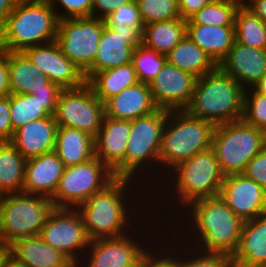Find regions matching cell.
<instances>
[{"mask_svg":"<svg viewBox=\"0 0 266 267\" xmlns=\"http://www.w3.org/2000/svg\"><path fill=\"white\" fill-rule=\"evenodd\" d=\"M186 209L189 210L188 216H192H187L190 219L188 228L191 230L193 226L191 231L195 233V238L192 235L189 237L197 244L191 249H195L194 252L197 249L220 252L231 257L238 248L244 221L227 206L220 195L193 201Z\"/></svg>","mask_w":266,"mask_h":267,"instance_id":"cell-1","label":"cell"},{"mask_svg":"<svg viewBox=\"0 0 266 267\" xmlns=\"http://www.w3.org/2000/svg\"><path fill=\"white\" fill-rule=\"evenodd\" d=\"M59 19L48 0H17L0 26V49L11 52L54 42Z\"/></svg>","mask_w":266,"mask_h":267,"instance_id":"cell-2","label":"cell"},{"mask_svg":"<svg viewBox=\"0 0 266 267\" xmlns=\"http://www.w3.org/2000/svg\"><path fill=\"white\" fill-rule=\"evenodd\" d=\"M245 89L219 67L197 78L190 103L184 111L214 126L242 119Z\"/></svg>","mask_w":266,"mask_h":267,"instance_id":"cell-3","label":"cell"},{"mask_svg":"<svg viewBox=\"0 0 266 267\" xmlns=\"http://www.w3.org/2000/svg\"><path fill=\"white\" fill-rule=\"evenodd\" d=\"M132 182L135 183L129 178H115L103 190L94 193L76 208L90 240L119 238L130 233L129 230L125 231L133 223L128 221L131 217L129 206L126 205L131 204L130 208L135 206L126 197L132 190ZM126 200L131 203L128 204Z\"/></svg>","mask_w":266,"mask_h":267,"instance_id":"cell-4","label":"cell"},{"mask_svg":"<svg viewBox=\"0 0 266 267\" xmlns=\"http://www.w3.org/2000/svg\"><path fill=\"white\" fill-rule=\"evenodd\" d=\"M214 125L203 119L188 115L184 110L168 111L164 125L159 166L168 167V172L195 154L211 148Z\"/></svg>","mask_w":266,"mask_h":267,"instance_id":"cell-5","label":"cell"},{"mask_svg":"<svg viewBox=\"0 0 266 267\" xmlns=\"http://www.w3.org/2000/svg\"><path fill=\"white\" fill-rule=\"evenodd\" d=\"M55 209L49 197L16 193L0 197V247L8 248L15 241L38 236Z\"/></svg>","mask_w":266,"mask_h":267,"instance_id":"cell-6","label":"cell"},{"mask_svg":"<svg viewBox=\"0 0 266 267\" xmlns=\"http://www.w3.org/2000/svg\"><path fill=\"white\" fill-rule=\"evenodd\" d=\"M266 145V133L243 119L216 125L211 148L224 176L243 173L249 161Z\"/></svg>","mask_w":266,"mask_h":267,"instance_id":"cell-7","label":"cell"},{"mask_svg":"<svg viewBox=\"0 0 266 267\" xmlns=\"http://www.w3.org/2000/svg\"><path fill=\"white\" fill-rule=\"evenodd\" d=\"M170 172L173 174L169 176L175 175L172 192L175 191V198L179 199L176 203L180 202L179 207L180 204L187 207L193 201L220 194L224 175L212 148L195 154Z\"/></svg>","mask_w":266,"mask_h":267,"instance_id":"cell-8","label":"cell"},{"mask_svg":"<svg viewBox=\"0 0 266 267\" xmlns=\"http://www.w3.org/2000/svg\"><path fill=\"white\" fill-rule=\"evenodd\" d=\"M167 115L168 110L158 109L149 115L131 120V132L125 155V178L137 180L138 176L139 179H144L139 174L145 173L149 164H152V167L159 165L160 146Z\"/></svg>","mask_w":266,"mask_h":267,"instance_id":"cell-9","label":"cell"},{"mask_svg":"<svg viewBox=\"0 0 266 267\" xmlns=\"http://www.w3.org/2000/svg\"><path fill=\"white\" fill-rule=\"evenodd\" d=\"M114 179L113 172L94 156L85 162L65 167L51 200L55 208H77Z\"/></svg>","mask_w":266,"mask_h":267,"instance_id":"cell-10","label":"cell"},{"mask_svg":"<svg viewBox=\"0 0 266 267\" xmlns=\"http://www.w3.org/2000/svg\"><path fill=\"white\" fill-rule=\"evenodd\" d=\"M105 22L87 17L58 22L55 42L61 52L85 74L99 55L98 44Z\"/></svg>","mask_w":266,"mask_h":267,"instance_id":"cell-11","label":"cell"},{"mask_svg":"<svg viewBox=\"0 0 266 267\" xmlns=\"http://www.w3.org/2000/svg\"><path fill=\"white\" fill-rule=\"evenodd\" d=\"M104 116V103L96 97L87 82L60 92L54 114L58 126L75 128L95 137Z\"/></svg>","mask_w":266,"mask_h":267,"instance_id":"cell-12","label":"cell"},{"mask_svg":"<svg viewBox=\"0 0 266 267\" xmlns=\"http://www.w3.org/2000/svg\"><path fill=\"white\" fill-rule=\"evenodd\" d=\"M38 236L65 255L76 267L84 258L83 251L87 250L90 242L82 217L76 208H55ZM81 251L84 253L83 257H79L82 255Z\"/></svg>","mask_w":266,"mask_h":267,"instance_id":"cell-13","label":"cell"},{"mask_svg":"<svg viewBox=\"0 0 266 267\" xmlns=\"http://www.w3.org/2000/svg\"><path fill=\"white\" fill-rule=\"evenodd\" d=\"M197 77L166 62L148 84L159 109L184 110L190 103Z\"/></svg>","mask_w":266,"mask_h":267,"instance_id":"cell-14","label":"cell"},{"mask_svg":"<svg viewBox=\"0 0 266 267\" xmlns=\"http://www.w3.org/2000/svg\"><path fill=\"white\" fill-rule=\"evenodd\" d=\"M22 53L61 89L82 86L86 80L82 71L60 50L57 43L29 47Z\"/></svg>","mask_w":266,"mask_h":267,"instance_id":"cell-15","label":"cell"},{"mask_svg":"<svg viewBox=\"0 0 266 267\" xmlns=\"http://www.w3.org/2000/svg\"><path fill=\"white\" fill-rule=\"evenodd\" d=\"M219 195L243 221L266 214V190L243 173L224 176Z\"/></svg>","mask_w":266,"mask_h":267,"instance_id":"cell-16","label":"cell"},{"mask_svg":"<svg viewBox=\"0 0 266 267\" xmlns=\"http://www.w3.org/2000/svg\"><path fill=\"white\" fill-rule=\"evenodd\" d=\"M133 238L131 235H125L119 238L90 240L89 246L85 253L86 256L88 252H91L88 253V258L85 257V260L82 259L77 267H79L80 264L82 265L83 261H85V267L132 266L145 254L148 248L147 246L145 249L142 238L140 243L138 241V236H133ZM135 238L138 239L135 240ZM82 267L84 266L82 265Z\"/></svg>","mask_w":266,"mask_h":267,"instance_id":"cell-17","label":"cell"},{"mask_svg":"<svg viewBox=\"0 0 266 267\" xmlns=\"http://www.w3.org/2000/svg\"><path fill=\"white\" fill-rule=\"evenodd\" d=\"M131 132V120L104 116L102 126L94 137L95 156L114 174L125 178V155Z\"/></svg>","mask_w":266,"mask_h":267,"instance_id":"cell-18","label":"cell"},{"mask_svg":"<svg viewBox=\"0 0 266 267\" xmlns=\"http://www.w3.org/2000/svg\"><path fill=\"white\" fill-rule=\"evenodd\" d=\"M218 67L244 89L253 88L266 74V49L253 48L234 41Z\"/></svg>","mask_w":266,"mask_h":267,"instance_id":"cell-19","label":"cell"},{"mask_svg":"<svg viewBox=\"0 0 266 267\" xmlns=\"http://www.w3.org/2000/svg\"><path fill=\"white\" fill-rule=\"evenodd\" d=\"M142 44V36H122L106 25L103 27L93 66L84 74L86 82L97 72L131 63L134 49Z\"/></svg>","mask_w":266,"mask_h":267,"instance_id":"cell-20","label":"cell"},{"mask_svg":"<svg viewBox=\"0 0 266 267\" xmlns=\"http://www.w3.org/2000/svg\"><path fill=\"white\" fill-rule=\"evenodd\" d=\"M65 166L54 151L27 159L23 193L51 198Z\"/></svg>","mask_w":266,"mask_h":267,"instance_id":"cell-21","label":"cell"},{"mask_svg":"<svg viewBox=\"0 0 266 267\" xmlns=\"http://www.w3.org/2000/svg\"><path fill=\"white\" fill-rule=\"evenodd\" d=\"M58 125L54 115L33 120L14 131L9 141L27 160L54 151Z\"/></svg>","mask_w":266,"mask_h":267,"instance_id":"cell-22","label":"cell"},{"mask_svg":"<svg viewBox=\"0 0 266 267\" xmlns=\"http://www.w3.org/2000/svg\"><path fill=\"white\" fill-rule=\"evenodd\" d=\"M158 109L149 85L141 82L123 89L104 102L105 116L120 120H135Z\"/></svg>","mask_w":266,"mask_h":267,"instance_id":"cell-23","label":"cell"},{"mask_svg":"<svg viewBox=\"0 0 266 267\" xmlns=\"http://www.w3.org/2000/svg\"><path fill=\"white\" fill-rule=\"evenodd\" d=\"M231 267H260L266 264V214L243 223Z\"/></svg>","mask_w":266,"mask_h":267,"instance_id":"cell-24","label":"cell"},{"mask_svg":"<svg viewBox=\"0 0 266 267\" xmlns=\"http://www.w3.org/2000/svg\"><path fill=\"white\" fill-rule=\"evenodd\" d=\"M7 249L9 257L23 267H76L65 255L46 244L39 236L19 239Z\"/></svg>","mask_w":266,"mask_h":267,"instance_id":"cell-25","label":"cell"},{"mask_svg":"<svg viewBox=\"0 0 266 267\" xmlns=\"http://www.w3.org/2000/svg\"><path fill=\"white\" fill-rule=\"evenodd\" d=\"M186 35L219 65L235 41V26L186 24Z\"/></svg>","mask_w":266,"mask_h":267,"instance_id":"cell-26","label":"cell"},{"mask_svg":"<svg viewBox=\"0 0 266 267\" xmlns=\"http://www.w3.org/2000/svg\"><path fill=\"white\" fill-rule=\"evenodd\" d=\"M54 152L65 167L77 165L95 156L94 137L75 128L58 126Z\"/></svg>","mask_w":266,"mask_h":267,"instance_id":"cell-27","label":"cell"},{"mask_svg":"<svg viewBox=\"0 0 266 267\" xmlns=\"http://www.w3.org/2000/svg\"><path fill=\"white\" fill-rule=\"evenodd\" d=\"M167 62L200 78L218 65L187 35L166 55Z\"/></svg>","mask_w":266,"mask_h":267,"instance_id":"cell-28","label":"cell"},{"mask_svg":"<svg viewBox=\"0 0 266 267\" xmlns=\"http://www.w3.org/2000/svg\"><path fill=\"white\" fill-rule=\"evenodd\" d=\"M26 159L9 142H0V197L23 192Z\"/></svg>","mask_w":266,"mask_h":267,"instance_id":"cell-29","label":"cell"},{"mask_svg":"<svg viewBox=\"0 0 266 267\" xmlns=\"http://www.w3.org/2000/svg\"><path fill=\"white\" fill-rule=\"evenodd\" d=\"M185 35V19L153 22L144 25L142 44L166 56Z\"/></svg>","mask_w":266,"mask_h":267,"instance_id":"cell-30","label":"cell"},{"mask_svg":"<svg viewBox=\"0 0 266 267\" xmlns=\"http://www.w3.org/2000/svg\"><path fill=\"white\" fill-rule=\"evenodd\" d=\"M138 82L132 63L97 72L87 81L102 103Z\"/></svg>","mask_w":266,"mask_h":267,"instance_id":"cell-31","label":"cell"},{"mask_svg":"<svg viewBox=\"0 0 266 267\" xmlns=\"http://www.w3.org/2000/svg\"><path fill=\"white\" fill-rule=\"evenodd\" d=\"M8 69L11 94H31L42 74L22 52L8 51Z\"/></svg>","mask_w":266,"mask_h":267,"instance_id":"cell-32","label":"cell"},{"mask_svg":"<svg viewBox=\"0 0 266 267\" xmlns=\"http://www.w3.org/2000/svg\"><path fill=\"white\" fill-rule=\"evenodd\" d=\"M234 26L236 42L253 48L266 49V23L250 9H237Z\"/></svg>","mask_w":266,"mask_h":267,"instance_id":"cell-33","label":"cell"},{"mask_svg":"<svg viewBox=\"0 0 266 267\" xmlns=\"http://www.w3.org/2000/svg\"><path fill=\"white\" fill-rule=\"evenodd\" d=\"M10 116L13 130L25 126L28 122L50 116L45 104L40 103L30 94H10Z\"/></svg>","mask_w":266,"mask_h":267,"instance_id":"cell-34","label":"cell"},{"mask_svg":"<svg viewBox=\"0 0 266 267\" xmlns=\"http://www.w3.org/2000/svg\"><path fill=\"white\" fill-rule=\"evenodd\" d=\"M236 11L230 0H212L186 20V24L234 26Z\"/></svg>","mask_w":266,"mask_h":267,"instance_id":"cell-35","label":"cell"},{"mask_svg":"<svg viewBox=\"0 0 266 267\" xmlns=\"http://www.w3.org/2000/svg\"><path fill=\"white\" fill-rule=\"evenodd\" d=\"M167 62L165 55L148 48L144 44L137 46L132 55V65L136 71L138 81L149 84Z\"/></svg>","mask_w":266,"mask_h":267,"instance_id":"cell-36","label":"cell"},{"mask_svg":"<svg viewBox=\"0 0 266 267\" xmlns=\"http://www.w3.org/2000/svg\"><path fill=\"white\" fill-rule=\"evenodd\" d=\"M143 24L181 19L178 0H135Z\"/></svg>","mask_w":266,"mask_h":267,"instance_id":"cell-37","label":"cell"},{"mask_svg":"<svg viewBox=\"0 0 266 267\" xmlns=\"http://www.w3.org/2000/svg\"><path fill=\"white\" fill-rule=\"evenodd\" d=\"M248 88L244 93V113L242 119L249 125L266 133V96Z\"/></svg>","mask_w":266,"mask_h":267,"instance_id":"cell-38","label":"cell"},{"mask_svg":"<svg viewBox=\"0 0 266 267\" xmlns=\"http://www.w3.org/2000/svg\"><path fill=\"white\" fill-rule=\"evenodd\" d=\"M104 22L107 27H123L124 24L130 27H144L138 4L135 0L126 5L119 6L104 19Z\"/></svg>","mask_w":266,"mask_h":267,"instance_id":"cell-39","label":"cell"},{"mask_svg":"<svg viewBox=\"0 0 266 267\" xmlns=\"http://www.w3.org/2000/svg\"><path fill=\"white\" fill-rule=\"evenodd\" d=\"M61 91L62 89L58 85L50 82L48 77L42 73L37 77V86L35 91L30 95L40 103L45 104V110L50 115H54Z\"/></svg>","mask_w":266,"mask_h":267,"instance_id":"cell-40","label":"cell"},{"mask_svg":"<svg viewBox=\"0 0 266 267\" xmlns=\"http://www.w3.org/2000/svg\"><path fill=\"white\" fill-rule=\"evenodd\" d=\"M56 12L59 20L91 17L93 0H48ZM64 13H59V8ZM56 7V8H55ZM58 10V11H57Z\"/></svg>","mask_w":266,"mask_h":267,"instance_id":"cell-41","label":"cell"},{"mask_svg":"<svg viewBox=\"0 0 266 267\" xmlns=\"http://www.w3.org/2000/svg\"><path fill=\"white\" fill-rule=\"evenodd\" d=\"M197 251L199 254H197ZM197 251L196 253L192 252V254L191 251L188 252L190 258L189 256L182 258V267H231L230 257L227 254Z\"/></svg>","mask_w":266,"mask_h":267,"instance_id":"cell-42","label":"cell"},{"mask_svg":"<svg viewBox=\"0 0 266 267\" xmlns=\"http://www.w3.org/2000/svg\"><path fill=\"white\" fill-rule=\"evenodd\" d=\"M243 174L266 190V145L249 161Z\"/></svg>","mask_w":266,"mask_h":267,"instance_id":"cell-43","label":"cell"},{"mask_svg":"<svg viewBox=\"0 0 266 267\" xmlns=\"http://www.w3.org/2000/svg\"><path fill=\"white\" fill-rule=\"evenodd\" d=\"M14 130L10 116V98L9 95L0 98V142L10 141Z\"/></svg>","mask_w":266,"mask_h":267,"instance_id":"cell-44","label":"cell"},{"mask_svg":"<svg viewBox=\"0 0 266 267\" xmlns=\"http://www.w3.org/2000/svg\"><path fill=\"white\" fill-rule=\"evenodd\" d=\"M131 1L132 0H93L91 17L104 20L119 6L126 5Z\"/></svg>","mask_w":266,"mask_h":267,"instance_id":"cell-45","label":"cell"},{"mask_svg":"<svg viewBox=\"0 0 266 267\" xmlns=\"http://www.w3.org/2000/svg\"><path fill=\"white\" fill-rule=\"evenodd\" d=\"M150 250V251H149ZM152 252H154V250L152 251V249H150V247H148V267H182V254H181V257H180V253H176V251L173 253V255H169L168 251H167V255L163 252L161 253V249H160V252L156 253L155 254ZM161 253V256H158L160 255ZM177 254V255H176ZM165 255V256H164ZM176 255V257L174 256ZM163 256V257H162ZM174 256V257H173ZM179 256V258H178Z\"/></svg>","mask_w":266,"mask_h":267,"instance_id":"cell-46","label":"cell"},{"mask_svg":"<svg viewBox=\"0 0 266 267\" xmlns=\"http://www.w3.org/2000/svg\"><path fill=\"white\" fill-rule=\"evenodd\" d=\"M10 94L8 51L0 49V98Z\"/></svg>","mask_w":266,"mask_h":267,"instance_id":"cell-47","label":"cell"},{"mask_svg":"<svg viewBox=\"0 0 266 267\" xmlns=\"http://www.w3.org/2000/svg\"><path fill=\"white\" fill-rule=\"evenodd\" d=\"M211 1L212 0H178L181 19L188 20Z\"/></svg>","mask_w":266,"mask_h":267,"instance_id":"cell-48","label":"cell"},{"mask_svg":"<svg viewBox=\"0 0 266 267\" xmlns=\"http://www.w3.org/2000/svg\"><path fill=\"white\" fill-rule=\"evenodd\" d=\"M116 34H120L122 36H142L144 27H130L126 24L123 27H109Z\"/></svg>","mask_w":266,"mask_h":267,"instance_id":"cell-49","label":"cell"},{"mask_svg":"<svg viewBox=\"0 0 266 267\" xmlns=\"http://www.w3.org/2000/svg\"><path fill=\"white\" fill-rule=\"evenodd\" d=\"M16 2L17 0H0V26L5 22Z\"/></svg>","mask_w":266,"mask_h":267,"instance_id":"cell-50","label":"cell"},{"mask_svg":"<svg viewBox=\"0 0 266 267\" xmlns=\"http://www.w3.org/2000/svg\"><path fill=\"white\" fill-rule=\"evenodd\" d=\"M249 9L266 23V0H257Z\"/></svg>","mask_w":266,"mask_h":267,"instance_id":"cell-51","label":"cell"},{"mask_svg":"<svg viewBox=\"0 0 266 267\" xmlns=\"http://www.w3.org/2000/svg\"><path fill=\"white\" fill-rule=\"evenodd\" d=\"M252 89L266 96V74L253 86Z\"/></svg>","mask_w":266,"mask_h":267,"instance_id":"cell-52","label":"cell"},{"mask_svg":"<svg viewBox=\"0 0 266 267\" xmlns=\"http://www.w3.org/2000/svg\"><path fill=\"white\" fill-rule=\"evenodd\" d=\"M237 9H249L257 0H230Z\"/></svg>","mask_w":266,"mask_h":267,"instance_id":"cell-53","label":"cell"},{"mask_svg":"<svg viewBox=\"0 0 266 267\" xmlns=\"http://www.w3.org/2000/svg\"><path fill=\"white\" fill-rule=\"evenodd\" d=\"M130 267H148V248L145 254Z\"/></svg>","mask_w":266,"mask_h":267,"instance_id":"cell-54","label":"cell"},{"mask_svg":"<svg viewBox=\"0 0 266 267\" xmlns=\"http://www.w3.org/2000/svg\"><path fill=\"white\" fill-rule=\"evenodd\" d=\"M1 267H23L20 264H17L11 257H7Z\"/></svg>","mask_w":266,"mask_h":267,"instance_id":"cell-55","label":"cell"},{"mask_svg":"<svg viewBox=\"0 0 266 267\" xmlns=\"http://www.w3.org/2000/svg\"><path fill=\"white\" fill-rule=\"evenodd\" d=\"M9 256L8 249L0 247V267L2 266L3 261Z\"/></svg>","mask_w":266,"mask_h":267,"instance_id":"cell-56","label":"cell"}]
</instances>
